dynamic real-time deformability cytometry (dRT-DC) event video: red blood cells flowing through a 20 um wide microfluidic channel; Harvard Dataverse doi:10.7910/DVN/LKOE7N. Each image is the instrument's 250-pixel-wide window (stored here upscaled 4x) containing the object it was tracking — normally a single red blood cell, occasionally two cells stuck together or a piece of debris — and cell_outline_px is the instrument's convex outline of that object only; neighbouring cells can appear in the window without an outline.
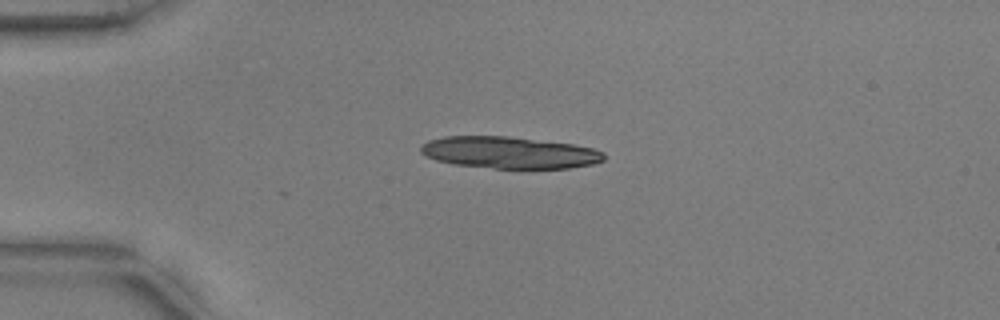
{"species": "common noctule bat (a hibernating species)", "species_latin": "Nyctalus noctula", "temperature_condition": "warm", "stored_images_in_passage": 14, "camera_frame_rate_fps": 3000, "um_per_image_px": 0.085, "animal": {"sex": "male", "body_mass_g": 17.9, "forearm_length_mm": 54.2}, "frame": {"image": 1, "passage_image": 1, "time_ms": 0.0, "image_size_px": [1000, 320], "cell_outline_px": [[604, 160], [592, 164], [568, 168], [492, 168], [452, 164], [436, 160], [420, 152], [420, 148], [428, 140], [444, 136], [508, 136], [572, 144], [592, 148], [604, 152]], "centroid_in_image_um": [43.28, 12.96], "position_along_channel_um": 41.7, "area_um2": 33.81}}